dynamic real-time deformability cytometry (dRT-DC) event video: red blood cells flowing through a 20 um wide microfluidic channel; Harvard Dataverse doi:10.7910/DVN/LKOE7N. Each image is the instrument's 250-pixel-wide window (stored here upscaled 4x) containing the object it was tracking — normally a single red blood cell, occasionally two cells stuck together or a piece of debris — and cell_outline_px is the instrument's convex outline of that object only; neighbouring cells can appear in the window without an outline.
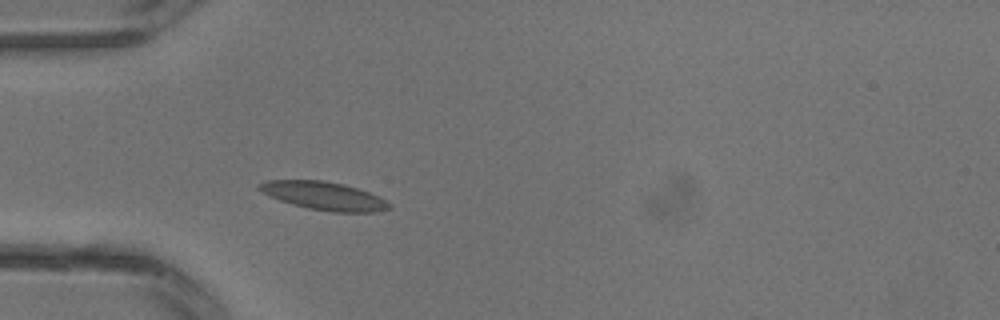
{"species": "common noctule bat (a hibernating species)", "species_latin": "Nyctalus noctula", "temperature_condition": "warm", "stored_images_in_passage": 2, "camera_frame_rate_fps": 3000, "um_per_image_px": 0.085, "animal": {"sex": "male", "body_mass_g": 13.3}, "frame": {"image": 1, "passage_image": 2, "time_ms": 0.333, "image_size_px": [1000, 320], "cell_outline_px": [[392, 208], [376, 212], [332, 212], [308, 208], [292, 204], [268, 196], [256, 188], [260, 184], [268, 180], [320, 180], [344, 184], [368, 192], [392, 204]], "centroid_in_image_um": [27.53, 16.65], "position_along_channel_um": 57.5, "area_um2": 21.21}}